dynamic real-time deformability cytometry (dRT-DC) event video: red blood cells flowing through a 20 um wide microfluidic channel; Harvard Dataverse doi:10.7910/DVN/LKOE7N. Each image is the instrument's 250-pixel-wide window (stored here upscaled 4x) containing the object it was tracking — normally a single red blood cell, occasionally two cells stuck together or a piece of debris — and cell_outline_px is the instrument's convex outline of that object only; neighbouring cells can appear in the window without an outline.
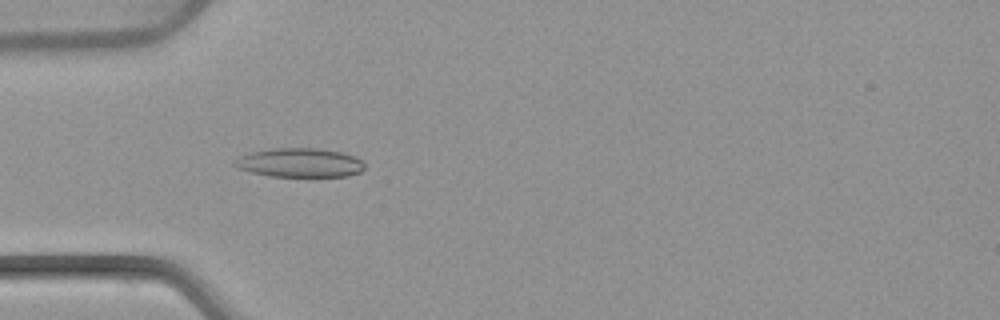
{"species": "common noctule bat (a hibernating species)", "species_latin": "Nyctalus noctula", "temperature_condition": "warm", "stored_images_in_passage": 6, "camera_frame_rate_fps": 3000, "um_per_image_px": 0.085, "animal": {"sex": "female", "body_mass_g": 22.7, "forearm_length_mm": 54.2}, "frame": {"image": 1, "passage_image": 5, "time_ms": 4.667, "image_size_px": [1000, 320], "cell_outline_px": [[364, 168], [360, 172], [348, 176], [268, 176], [236, 168], [232, 164], [240, 156], [248, 152], [272, 148], [316, 148], [340, 152], [356, 156], [364, 164]], "centroid_in_image_um": [25.45, 13.82], "position_along_channel_um": 59.5, "area_um2": 22.02}}
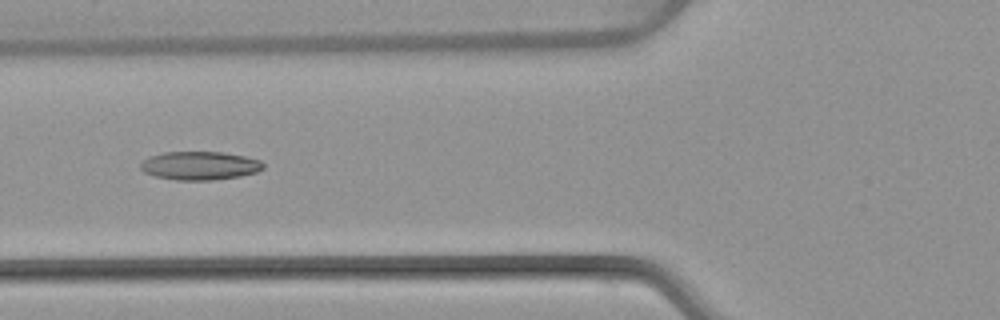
{"frame": {"image": 2, "passage_image": 6, "time_ms": 6.0, "image_size_px": [1000, 320], "cell_outline_px": [[264, 168], [256, 172], [240, 176], [212, 180], [176, 180], [156, 176], [144, 172], [140, 168], [140, 164], [148, 156], [164, 152], [224, 152], [244, 156], [260, 160], [264, 164]], "centroid_in_image_um": [16.98, 14.07], "position_along_channel_um": 108.8, "area_um2": 20.35}}